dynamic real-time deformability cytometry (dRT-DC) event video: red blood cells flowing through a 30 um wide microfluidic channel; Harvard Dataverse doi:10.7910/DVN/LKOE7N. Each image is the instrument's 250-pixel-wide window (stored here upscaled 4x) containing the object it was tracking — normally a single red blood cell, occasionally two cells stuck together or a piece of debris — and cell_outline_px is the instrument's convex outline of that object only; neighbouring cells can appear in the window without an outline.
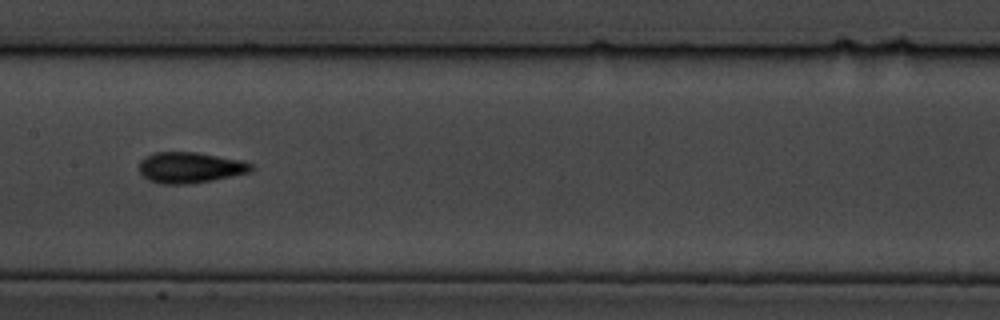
{"species": "common noctule bat (a hibernating species)", "species_latin": "Nyctalus noctula", "temperature_condition": "cold", "stored_images_in_passage": 24, "camera_frame_rate_fps": 3000, "um_per_image_px": 0.085, "animal": {"sex": "male", "body_mass_g": 19.5, "forearm_length_mm": 54.6}, "frame": {"image": 1, "passage_image": 14, "time_ms": 4.333, "image_size_px": [1000, 320], "cell_outline_px": [[256, 168], [252, 172], [212, 180], [188, 184], [160, 184], [148, 180], [140, 172], [140, 160], [156, 152], [196, 152], [244, 160], [252, 164]], "centroid_in_image_um": [16.21, 14.24], "position_along_channel_um": 191.2, "area_um2": 20.29}}
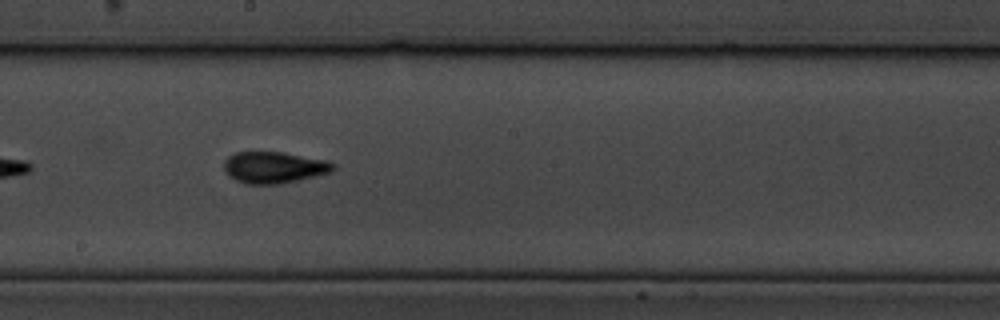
{"frame": {"image": 2, "passage_image": 17, "time_ms": 5.333, "image_size_px": [1000, 320], "cell_outline_px": [[336, 168], [332, 172], [280, 184], [244, 184], [228, 176], [224, 168], [224, 160], [228, 156], [236, 152], [284, 152], [324, 160], [336, 164]], "centroid_in_image_um": [23.28, 14.23], "position_along_channel_um": 224.9, "area_um2": 20.11}}